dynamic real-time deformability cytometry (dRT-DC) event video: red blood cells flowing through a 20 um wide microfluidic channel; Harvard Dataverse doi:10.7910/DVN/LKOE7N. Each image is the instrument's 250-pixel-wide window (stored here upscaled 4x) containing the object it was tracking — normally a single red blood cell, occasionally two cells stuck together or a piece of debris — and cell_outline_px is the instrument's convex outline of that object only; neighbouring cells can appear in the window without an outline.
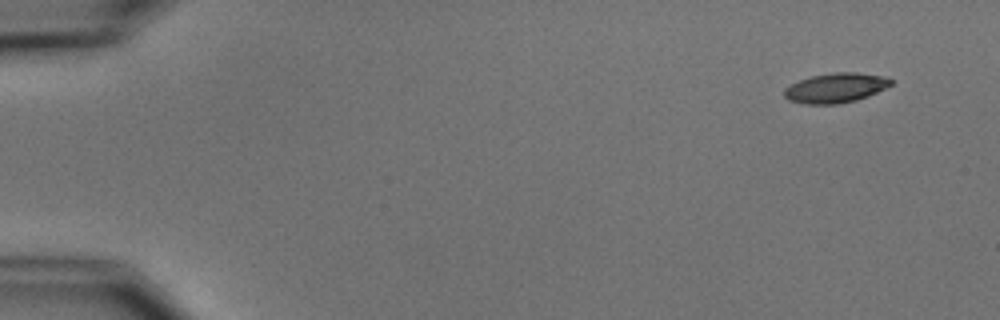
{"species": "common noctule bat (a hibernating species)", "species_latin": "Nyctalus noctula", "temperature_condition": "cold", "stored_images_in_passage": 4, "camera_frame_rate_fps": 3000, "um_per_image_px": 0.085, "animal": {"sex": "male", "body_mass_g": 15.6}, "frame": {"image": 1, "passage_image": 1, "time_ms": 0.0, "image_size_px": [1000, 320], "cell_outline_px": [[892, 84], [868, 96], [856, 100], [836, 104], [804, 104], [788, 100], [784, 96], [784, 88], [800, 80], [812, 76], [836, 72], [856, 72], [880, 76], [892, 80]], "centroid_in_image_um": [70.99, 7.48], "position_along_channel_um": 14.0, "area_um2": 18.21}}
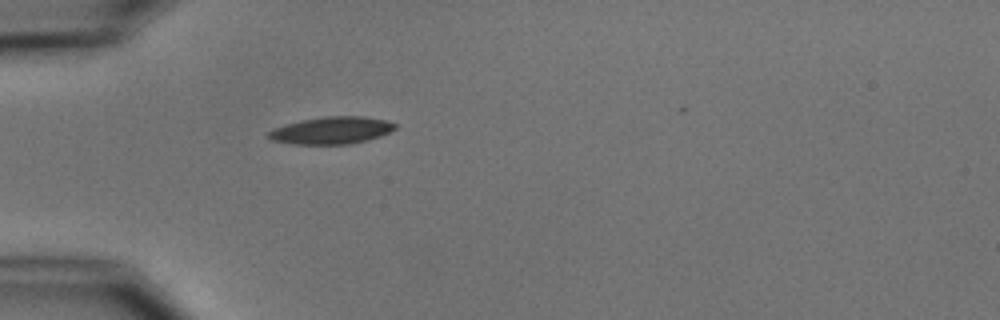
{"frame": {"image": 2, "passage_image": 4, "time_ms": 4.333, "image_size_px": [1000, 320], "cell_outline_px": [[396, 128], [380, 136], [368, 140], [348, 144], [292, 144], [272, 140], [268, 136], [268, 132], [272, 128], [300, 120], [324, 116], [364, 116], [384, 120], [396, 124]], "centroid_in_image_um": [28.16, 11.08], "position_along_channel_um": 56.8, "area_um2": 20.06}}